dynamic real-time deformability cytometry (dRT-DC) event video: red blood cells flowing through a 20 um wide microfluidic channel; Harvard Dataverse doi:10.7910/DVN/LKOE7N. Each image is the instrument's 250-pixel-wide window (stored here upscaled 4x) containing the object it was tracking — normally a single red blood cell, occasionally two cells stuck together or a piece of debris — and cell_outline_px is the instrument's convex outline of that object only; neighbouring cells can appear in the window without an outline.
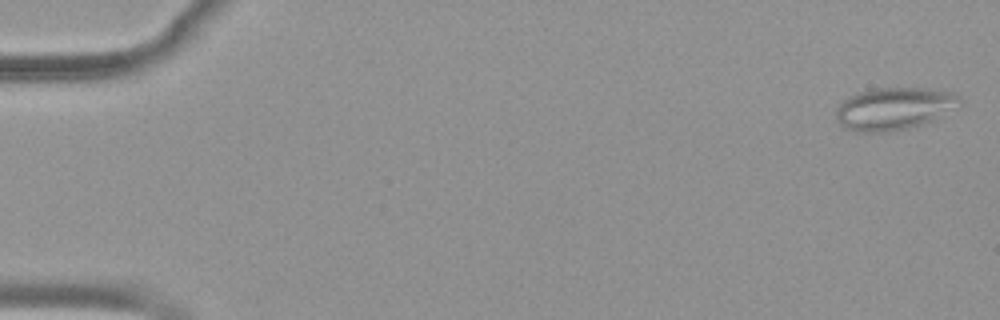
{"species": "common noctule bat (a hibernating species)", "species_latin": "Nyctalus noctula", "temperature_condition": "warm", "stored_images_in_passage": 54, "camera_frame_rate_fps": 3000, "um_per_image_px": 0.085, "animal": {"sex": "female", "body_mass_g": 19.9}, "frame": {"image": 1, "passage_image": 2, "time_ms": 0.333, "image_size_px": [1000, 320], "cell_outline_px": [[964, 104], [944, 116], [936, 120], [908, 128], [888, 132], [856, 132], [844, 128], [836, 120], [836, 108], [848, 96], [856, 92], [876, 88], [928, 88], [956, 92], [960, 96]], "centroid_in_image_um": [76.06, 9.23], "position_along_channel_um": 8.9, "area_um2": 31.39}}
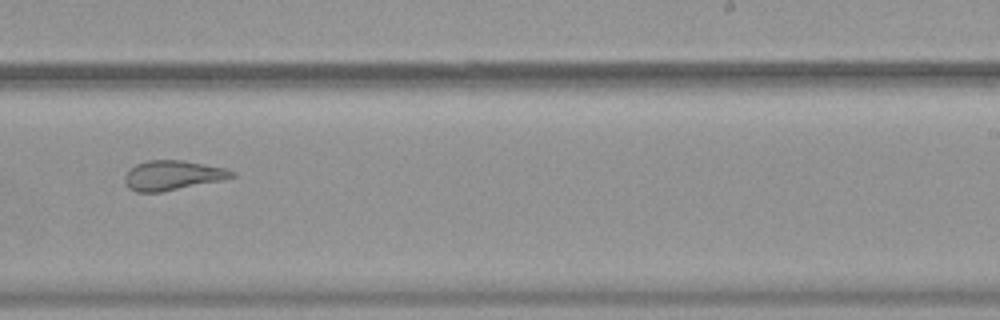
{"frame": {"image": 2, "passage_image": 35, "time_ms": 11.333, "image_size_px": [1000, 320], "cell_outline_px": [[236, 176], [224, 180], [160, 192], [136, 192], [128, 188], [124, 184], [124, 176], [136, 164], [148, 160], [184, 160], [228, 168], [236, 172]], "centroid_in_image_um": [14.71, 14.9], "position_along_channel_um": 274.3, "area_um2": 18.73}}
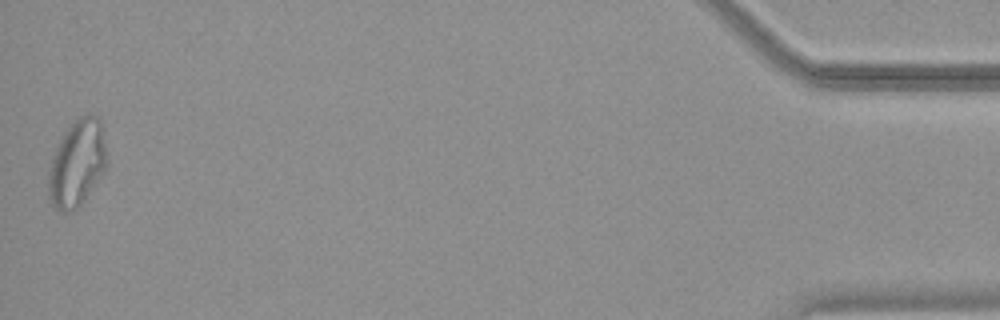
{"frame": {"image": 3, "passage_image": 54, "time_ms": 17.667, "image_size_px": [1000, 320], "cell_outline_px": [[108, 168], [84, 200], [76, 208], [64, 212], [60, 212], [52, 204], [48, 196], [48, 172], [52, 156], [64, 132], [80, 116], [96, 116], [100, 120]], "centroid_in_image_um": [6.54, 13.92], "position_along_channel_um": 428.7, "area_um2": 29.13}, "authors_computed_cell_mechanics": {"area_um2": 25.2297, "velocity_mm_per_s": 3.7921, "shape_relaxation_time_tau1_ms": null, "shape_relaxation_time_tau2_ms": 1.3897, "deformation_change_tau1": null, "deformation_change_tau2": 0.0988}}